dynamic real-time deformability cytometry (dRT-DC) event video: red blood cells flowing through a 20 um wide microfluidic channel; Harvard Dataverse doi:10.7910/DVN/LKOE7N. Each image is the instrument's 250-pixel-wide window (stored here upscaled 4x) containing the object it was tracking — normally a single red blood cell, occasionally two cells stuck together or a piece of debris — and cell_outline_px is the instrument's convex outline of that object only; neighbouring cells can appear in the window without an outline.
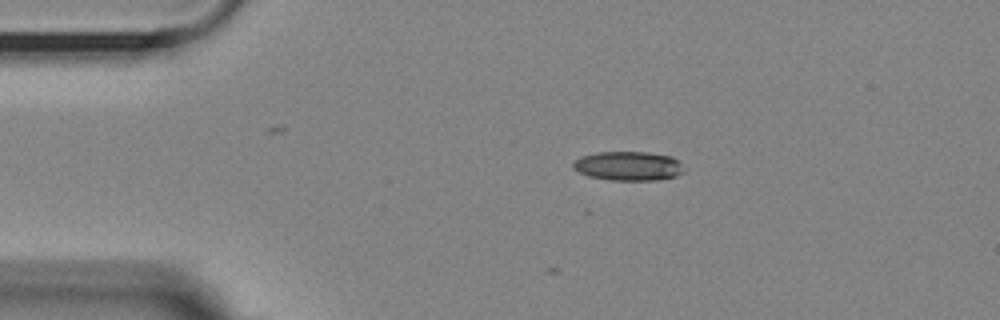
{"species": "Egyptian fruit bat (a non-hibernating species)", "species_latin": "Rousettus aegyptiacus", "temperature_condition": "room temperature", "stored_images_in_passage": 2, "camera_frame_rate_fps": 3000, "um_per_image_px": 0.085, "animal": {"sex": "female"}, "frame": {"image": 1, "passage_image": 2, "time_ms": 0.333, "image_size_px": [1000, 320], "cell_outline_px": [[688, 168], [684, 172], [676, 176], [656, 180], [608, 180], [588, 176], [572, 168], [572, 164], [580, 156], [596, 152], [648, 152], [672, 156], [680, 160]], "centroid_in_image_um": [53.47, 14.1], "position_along_channel_um": 31.5, "area_um2": 19.25}}